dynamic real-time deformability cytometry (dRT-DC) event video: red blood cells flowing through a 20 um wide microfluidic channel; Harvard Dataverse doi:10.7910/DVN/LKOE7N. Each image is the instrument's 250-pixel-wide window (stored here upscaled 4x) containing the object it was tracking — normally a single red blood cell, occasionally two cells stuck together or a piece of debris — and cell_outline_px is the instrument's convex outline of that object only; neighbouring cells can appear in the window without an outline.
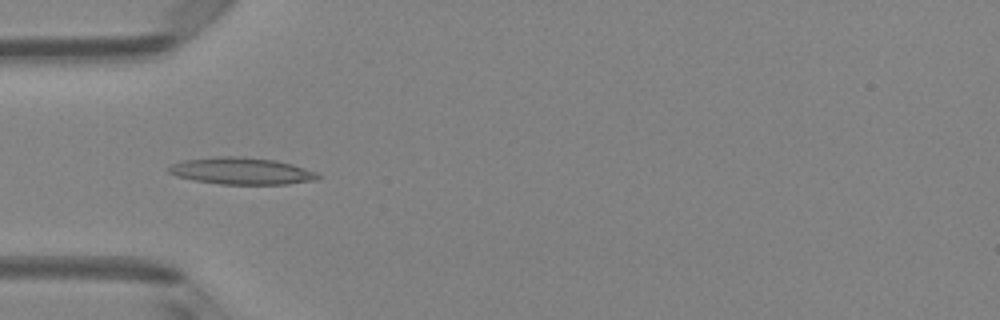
{"species": "Egyptian fruit bat (a non-hibernating species)", "species_latin": "Rousettus aegyptiacus", "temperature_condition": "room temperature", "stored_images_in_passage": 7, "camera_frame_rate_fps": 3000, "um_per_image_px": 0.085, "animal": {"sex": "female"}, "frame": {"image": 1, "passage_image": 4, "time_ms": 1.0, "image_size_px": [1000, 320], "cell_outline_px": [[320, 176], [316, 180], [288, 184], [220, 184], [196, 180], [176, 176], [168, 172], [168, 168], [172, 164], [184, 160], [212, 156], [240, 156], [276, 160], [292, 164], [316, 172]], "centroid_in_image_um": [20.52, 14.52], "position_along_channel_um": 64.5, "area_um2": 23.35}}
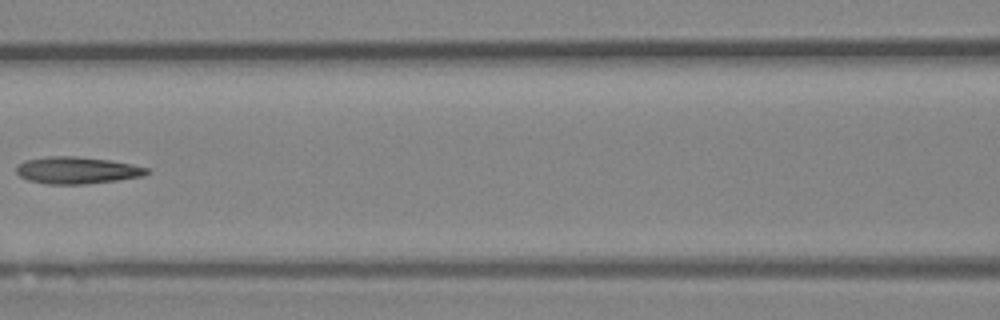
{"frame": {"image": 2, "passage_image": 6, "time_ms": 1.667, "image_size_px": [1000, 320], "cell_outline_px": [[152, 172], [144, 176], [116, 180], [84, 184], [48, 184], [28, 180], [20, 176], [16, 172], [16, 168], [24, 160], [48, 156], [76, 156], [112, 160], [132, 164], [148, 168]], "centroid_in_image_um": [6.57, 14.47], "position_along_channel_um": 160.0, "area_um2": 20.58}}
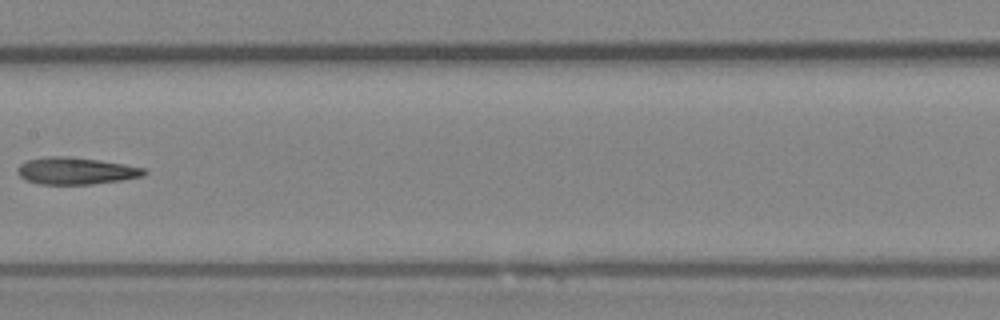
{"frame": {"image": 3, "passage_image": 7, "time_ms": 2.0, "image_size_px": [1000, 320], "cell_outline_px": [[148, 172], [144, 176], [120, 180], [92, 184], [40, 184], [24, 180], [16, 172], [16, 168], [20, 164], [28, 160], [48, 156], [68, 156], [100, 160], [148, 168]], "centroid_in_image_um": [6.46, 14.52], "position_along_channel_um": 200.9, "area_um2": 20.11}}